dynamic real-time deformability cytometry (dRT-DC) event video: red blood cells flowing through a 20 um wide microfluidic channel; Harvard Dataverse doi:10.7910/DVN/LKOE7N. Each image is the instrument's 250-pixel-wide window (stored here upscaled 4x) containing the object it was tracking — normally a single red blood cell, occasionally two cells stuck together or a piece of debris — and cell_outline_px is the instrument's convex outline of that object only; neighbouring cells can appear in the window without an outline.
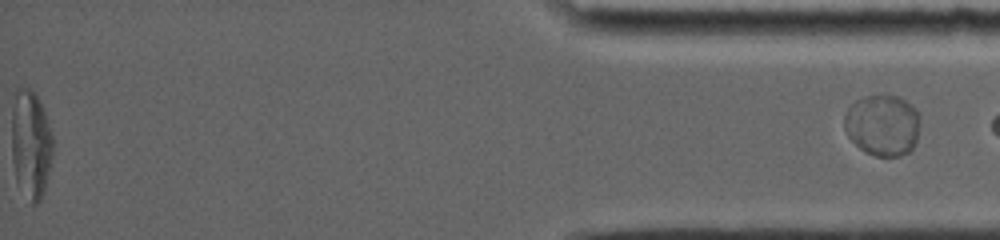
{"species": "common noctule bat (a hibernating species)", "species_latin": "Nyctalus noctula", "temperature_condition": "room temperature", "stored_images_in_passage": 85, "segment_of_instrument_passage": [2, 2], "camera_frame_rate_fps": 5000, "um_per_image_px": 0.085, "animal": {"sex": "female", "body_mass_g": 19.0, "forearm_length_mm": 56.7}, "frame": {"image": 1, "passage_image": 85, "time_ms": 14.6, "image_size_px": [1000, 240], "cell_outline_px": [[920, 120], [916, 140], [912, 148], [908, 152], [900, 156], [876, 156], [860, 148], [848, 136], [844, 128], [844, 116], [848, 108], [856, 100], [864, 96], [900, 96], [916, 108], [920, 116]], "centroid_in_image_um": [75.03, 10.62], "position_along_channel_um": 360.2, "area_um2": 26.99}}